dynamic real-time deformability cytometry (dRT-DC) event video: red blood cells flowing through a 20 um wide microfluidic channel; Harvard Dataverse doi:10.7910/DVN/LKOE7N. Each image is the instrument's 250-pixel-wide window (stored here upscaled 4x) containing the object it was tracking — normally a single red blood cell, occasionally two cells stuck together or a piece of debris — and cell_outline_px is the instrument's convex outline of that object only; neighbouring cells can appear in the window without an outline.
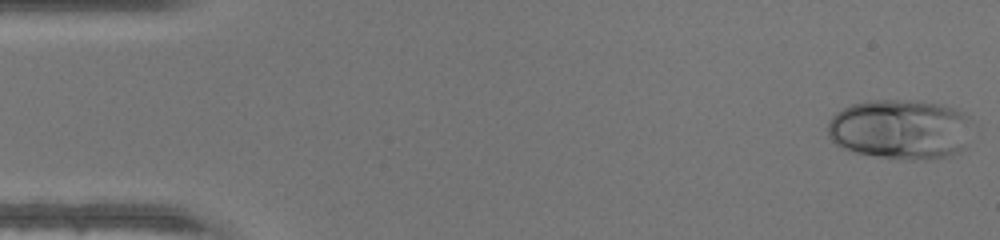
{"species": "human", "species_latin": "Homo sapiens", "temperature_condition": "warm", "stored_images_in_passage": 46, "camera_frame_rate_fps": 3000, "um_per_image_px": 0.085, "donor": {"sex": "male"}, "frame": {"image": 1, "passage_image": 1, "time_ms": 0.0, "image_size_px": [1000, 240], "cell_outline_px": [[968, 120], [964, 148], [948, 156], [880, 156], [856, 152], [844, 148], [836, 144], [828, 136], [828, 124], [832, 116], [836, 112], [852, 104], [868, 100], [908, 100], [940, 104], [956, 108], [964, 112], [968, 116]], "centroid_in_image_um": [76.46, 10.92], "position_along_channel_um": 8.5, "area_um2": 48.9}}
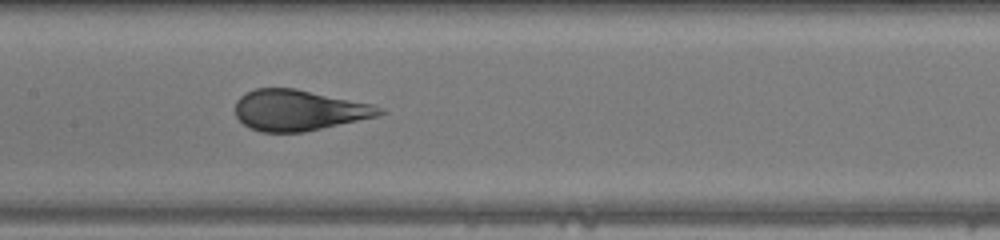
{"frame": {"image": 2, "passage_image": 22, "time_ms": 7.0, "image_size_px": [1000, 240], "cell_outline_px": [[388, 112], [376, 116], [304, 132], [260, 132], [248, 128], [236, 116], [236, 100], [240, 96], [256, 88], [296, 88], [372, 104], [384, 108]], "centroid_in_image_um": [25.39, 9.37], "position_along_channel_um": 182.0, "area_um2": 34.22}}
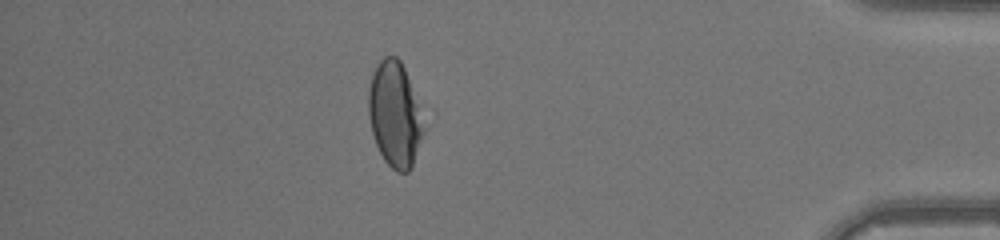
{"frame": {"image": 3, "passage_image": 40, "time_ms": 13.0, "image_size_px": [1000, 240], "cell_outline_px": [[424, 132], [412, 164], [408, 172], [396, 172], [384, 160], [376, 144], [372, 132], [368, 116], [368, 92], [372, 72], [376, 64], [384, 56], [396, 56], [400, 60], [404, 68], [416, 104]], "centroid_in_image_um": [33.49, 9.72], "position_along_channel_um": 401.7, "area_um2": 32.89}}